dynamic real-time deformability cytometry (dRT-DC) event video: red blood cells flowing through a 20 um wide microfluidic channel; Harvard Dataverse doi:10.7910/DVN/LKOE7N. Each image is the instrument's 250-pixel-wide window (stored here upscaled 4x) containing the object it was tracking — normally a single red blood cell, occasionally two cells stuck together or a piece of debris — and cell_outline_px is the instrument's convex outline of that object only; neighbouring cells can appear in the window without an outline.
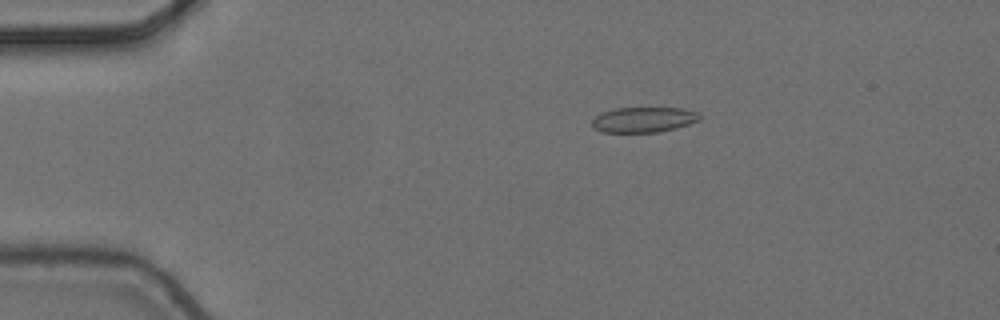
{"species": "common noctule bat (a hibernating species)", "species_latin": "Nyctalus noctula", "temperature_condition": "cold", "stored_images_in_passage": 6, "camera_frame_rate_fps": 3000, "um_per_image_px": 0.085, "animal": {"sex": "female", "body_mass_g": 24.6, "forearm_length_mm": 56.2}, "frame": {"image": 1, "passage_image": 3, "time_ms": 0.667, "image_size_px": [1000, 320], "cell_outline_px": [[700, 120], [676, 128], [656, 132], [604, 132], [596, 128], [592, 124], [592, 120], [600, 112], [616, 108], [680, 108], [696, 112], [700, 116]], "centroid_in_image_um": [54.69, 10.16], "position_along_channel_um": 30.3, "area_um2": 15.66}}
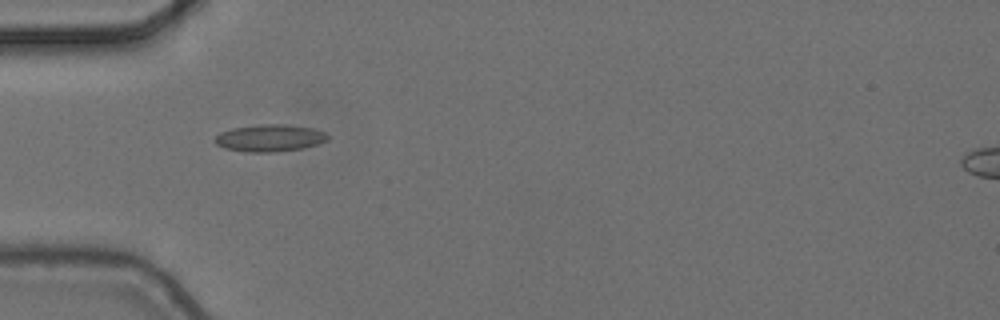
{"frame": {"image": 2, "passage_image": 5, "time_ms": 1.333, "image_size_px": [1000, 320], "cell_outline_px": [[328, 140], [304, 148], [276, 152], [248, 152], [224, 148], [216, 144], [212, 140], [220, 132], [232, 128], [260, 124], [288, 124], [312, 128], [324, 132], [328, 136]], "centroid_in_image_um": [22.9, 11.73], "position_along_channel_um": 62.1, "area_um2": 17.92}}
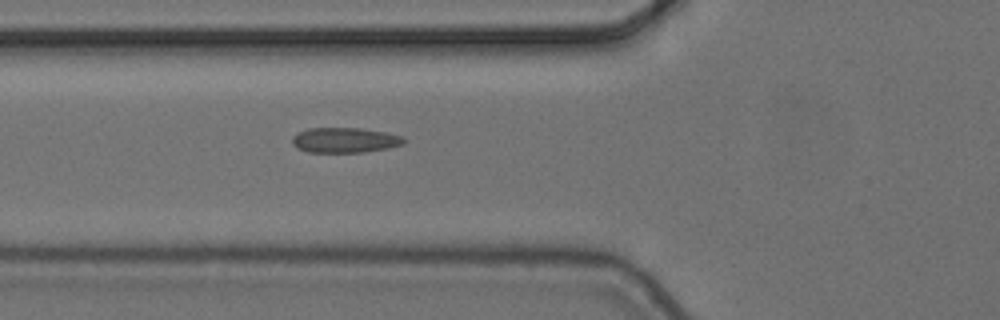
{"frame": {"image": 3, "passage_image": 6, "time_ms": 1.667, "image_size_px": [1000, 320], "cell_outline_px": [[404, 144], [388, 148], [364, 152], [308, 152], [296, 148], [292, 144], [292, 136], [296, 132], [308, 128], [360, 128], [384, 132], [400, 136], [404, 140]], "centroid_in_image_um": [29.24, 11.91], "position_along_channel_um": 96.6, "area_um2": 16.36}}